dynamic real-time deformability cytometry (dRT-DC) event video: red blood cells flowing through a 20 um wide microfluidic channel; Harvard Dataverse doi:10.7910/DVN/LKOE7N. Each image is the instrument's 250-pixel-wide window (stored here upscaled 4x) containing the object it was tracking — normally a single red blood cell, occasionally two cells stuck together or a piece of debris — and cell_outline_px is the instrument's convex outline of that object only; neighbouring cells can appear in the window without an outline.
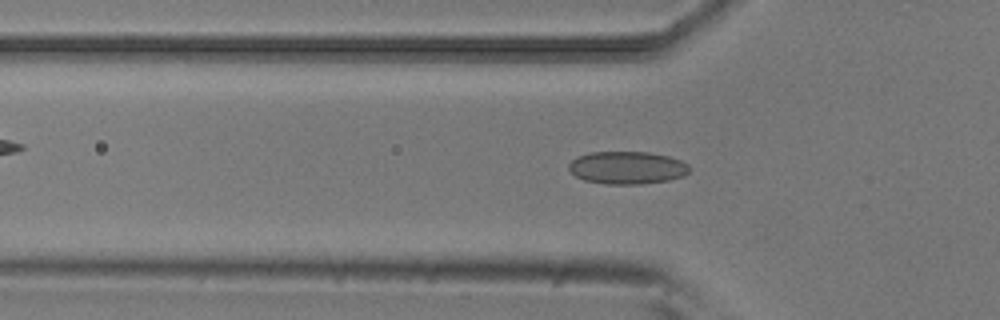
{"species": "common noctule bat (a hibernating species)", "species_latin": "Nyctalus noctula", "temperature_condition": "room temperature", "stored_images_in_passage": 19, "camera_frame_rate_fps": 3000, "um_per_image_px": 0.085, "animal": {"sex": "male", "body_mass_g": 20.5, "forearm_length_mm": 52.5}, "frame": {"image": 1, "passage_image": 16, "time_ms": 5.0, "image_size_px": [1000, 320], "cell_outline_px": [[692, 168], [684, 176], [668, 180], [640, 184], [604, 184], [584, 180], [576, 176], [568, 168], [568, 164], [576, 156], [592, 152], [648, 152], [668, 156], [680, 160], [688, 164]], "centroid_in_image_um": [53.31, 14.25], "position_along_channel_um": 72.5, "area_um2": 23.06}}